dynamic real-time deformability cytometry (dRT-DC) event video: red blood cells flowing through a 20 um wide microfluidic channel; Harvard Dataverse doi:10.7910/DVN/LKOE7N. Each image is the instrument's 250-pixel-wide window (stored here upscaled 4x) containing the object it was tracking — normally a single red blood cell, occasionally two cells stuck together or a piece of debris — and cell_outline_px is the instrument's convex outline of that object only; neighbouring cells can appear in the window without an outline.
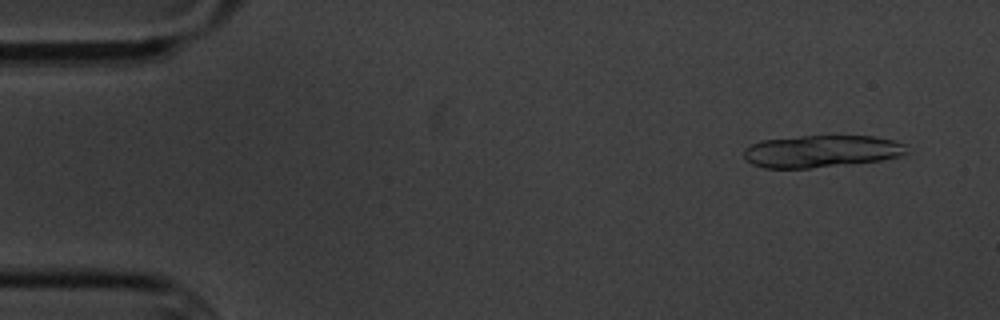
{"species": "common noctule bat (a hibernating species)", "species_latin": "Nyctalus noctula", "temperature_condition": "cold", "stored_images_in_passage": 5, "camera_frame_rate_fps": 3000, "um_per_image_px": 0.085, "animal": {"sex": "male", "body_mass_g": 20.1, "forearm_length_mm": 53.5}, "frame": {"image": 1, "passage_image": 2, "time_ms": 1.0, "image_size_px": [1000, 320], "cell_outline_px": [[908, 152], [900, 156], [880, 160], [812, 168], [764, 168], [752, 164], [744, 156], [744, 148], [760, 140], [800, 136], [872, 136], [896, 140], [904, 144]], "centroid_in_image_um": [69.81, 12.85], "position_along_channel_um": 15.2, "area_um2": 30.52}}